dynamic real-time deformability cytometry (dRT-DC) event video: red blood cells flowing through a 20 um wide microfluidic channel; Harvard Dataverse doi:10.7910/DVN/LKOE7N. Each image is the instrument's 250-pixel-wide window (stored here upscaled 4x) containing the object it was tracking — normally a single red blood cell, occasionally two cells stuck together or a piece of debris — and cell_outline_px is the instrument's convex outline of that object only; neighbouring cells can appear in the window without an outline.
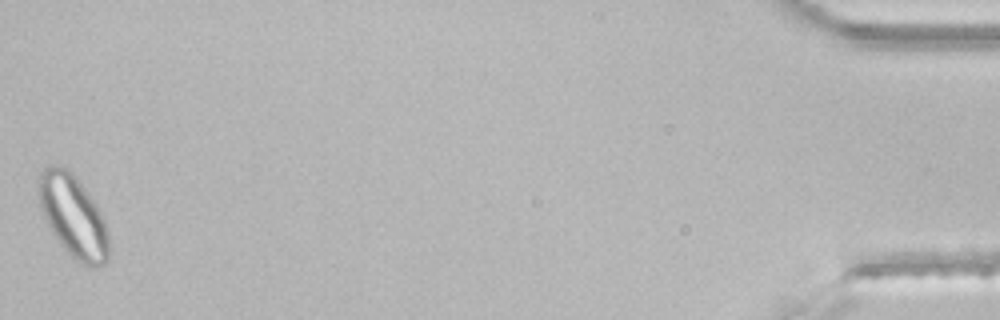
{"species": "common noctule bat (a hibernating species)", "species_latin": "Nyctalus noctula", "temperature_condition": "room temperature", "stored_images_in_passage": 46, "segment_of_instrument_passage": [2, 2], "camera_frame_rate_fps": 3000, "um_per_image_px": 0.085, "animal": {"sex": "male", "body_mass_g": 21.5, "forearm_length_mm": 52.0}, "frame": {"image": 1, "passage_image": 46, "time_ms": 15.0, "image_size_px": [1000, 320], "cell_outline_px": [[108, 260], [104, 264], [96, 268], [92, 268], [76, 260], [60, 244], [52, 232], [44, 216], [40, 204], [40, 172], [48, 164], [64, 168], [72, 172], [76, 176], [96, 204], [108, 228]], "centroid_in_image_um": [6.25, 18.4], "position_along_channel_um": 428.9, "area_um2": 33.18}}